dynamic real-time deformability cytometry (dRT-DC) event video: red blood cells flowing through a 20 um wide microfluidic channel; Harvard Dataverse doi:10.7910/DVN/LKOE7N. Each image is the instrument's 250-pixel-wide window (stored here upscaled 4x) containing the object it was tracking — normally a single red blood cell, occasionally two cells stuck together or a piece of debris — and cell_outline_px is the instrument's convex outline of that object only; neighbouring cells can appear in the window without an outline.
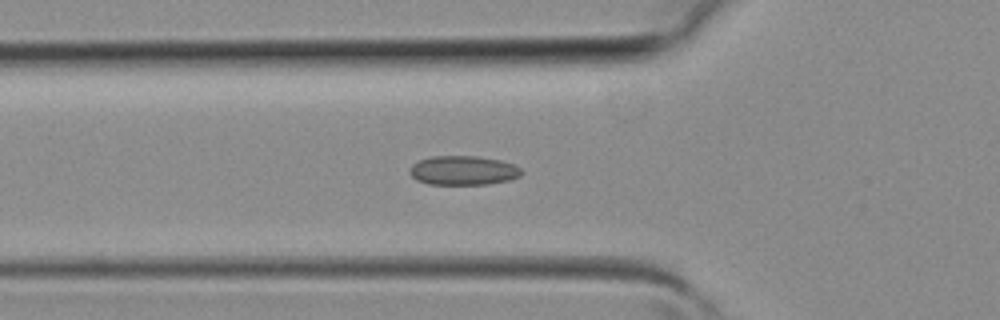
{"species": "common noctule bat (a hibernating species)", "species_latin": "Nyctalus noctula", "temperature_condition": "room temperature", "stored_images_in_passage": 35, "camera_frame_rate_fps": 3000, "um_per_image_px": 0.085, "animal": {"sex": "female", "body_mass_g": 19.3, "forearm_length_mm": 54.1}, "frame": {"image": 1, "passage_image": 13, "time_ms": 4.0, "image_size_px": [1000, 320], "cell_outline_px": [[524, 172], [520, 176], [508, 180], [488, 184], [428, 184], [416, 180], [408, 172], [408, 168], [412, 164], [420, 160], [432, 156], [476, 156], [500, 160], [512, 164], [520, 168]], "centroid_in_image_um": [39.35, 14.49], "position_along_channel_um": 86.5, "area_um2": 19.07}}
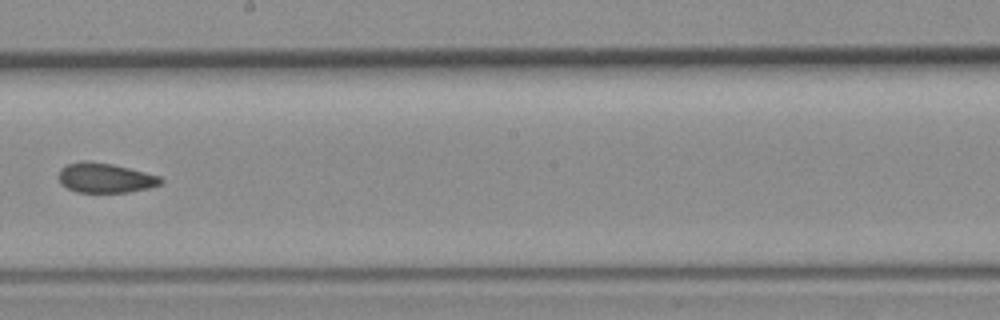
{"frame": {"image": 2, "passage_image": 22, "time_ms": 7.0, "image_size_px": [1000, 320], "cell_outline_px": [[164, 180], [160, 184], [148, 188], [128, 192], [76, 192], [60, 184], [60, 168], [68, 164], [112, 164], [160, 176]], "centroid_in_image_um": [8.99, 15.17], "position_along_channel_um": 239.2, "area_um2": 16.88}}
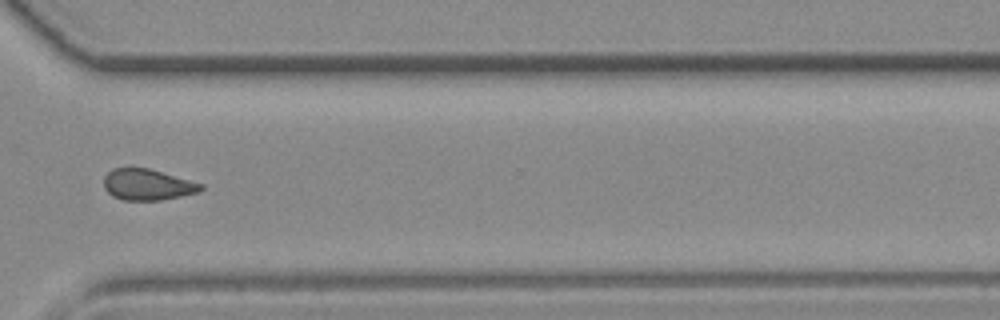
{"frame": {"image": 3, "passage_image": 29, "time_ms": 9.333, "image_size_px": [1000, 320], "cell_outline_px": [[204, 188], [200, 192], [160, 200], [124, 200], [112, 196], [104, 188], [104, 176], [112, 168], [148, 168], [204, 184]], "centroid_in_image_um": [12.54, 15.69], "position_along_channel_um": 358.1, "area_um2": 17.57}}